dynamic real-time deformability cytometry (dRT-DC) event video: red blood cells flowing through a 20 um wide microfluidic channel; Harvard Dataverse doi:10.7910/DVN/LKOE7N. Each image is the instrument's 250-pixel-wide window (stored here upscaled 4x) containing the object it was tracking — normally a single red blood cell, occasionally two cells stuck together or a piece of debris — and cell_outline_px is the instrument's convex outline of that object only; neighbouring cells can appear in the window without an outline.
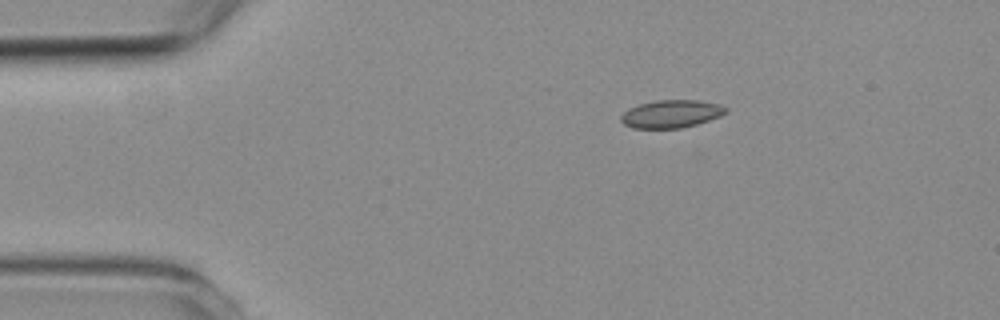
{"species": "common noctule bat (a hibernating species)", "species_latin": "Nyctalus noctula", "temperature_condition": "room temperature", "stored_images_in_passage": 6, "camera_frame_rate_fps": 3000, "um_per_image_px": 0.085, "animal": {"sex": "female", "body_mass_g": 19.3, "forearm_length_mm": 54.1}, "frame": {"image": 1, "passage_image": 1, "time_ms": 0.0, "image_size_px": [1000, 320], "cell_outline_px": [[728, 112], [720, 116], [696, 124], [680, 128], [632, 128], [624, 124], [620, 120], [620, 116], [628, 108], [640, 104], [656, 100], [696, 100], [720, 104], [728, 108]], "centroid_in_image_um": [57.05, 9.67], "position_along_channel_um": 27.9, "area_um2": 16.99}}
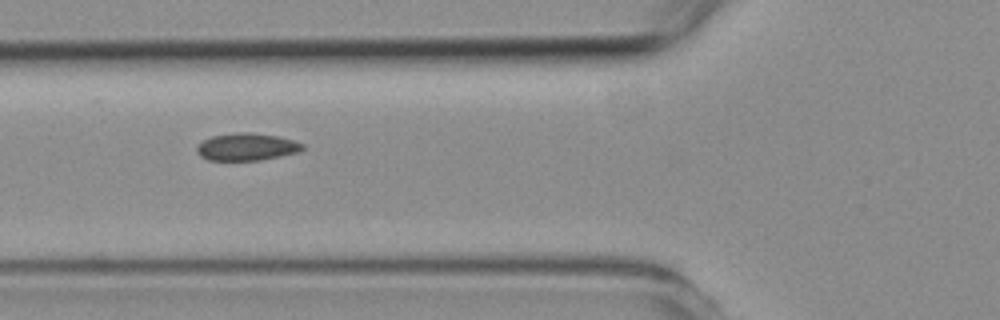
{"frame": {"image": 2, "passage_image": 4, "time_ms": 3.333, "image_size_px": [1000, 320], "cell_outline_px": [[304, 148], [300, 152], [260, 160], [208, 160], [200, 156], [196, 152], [196, 148], [204, 140], [212, 136], [236, 132], [248, 132], [276, 136], [292, 140], [304, 144]], "centroid_in_image_um": [20.97, 12.49], "position_along_channel_um": 104.8, "area_um2": 16.76}}
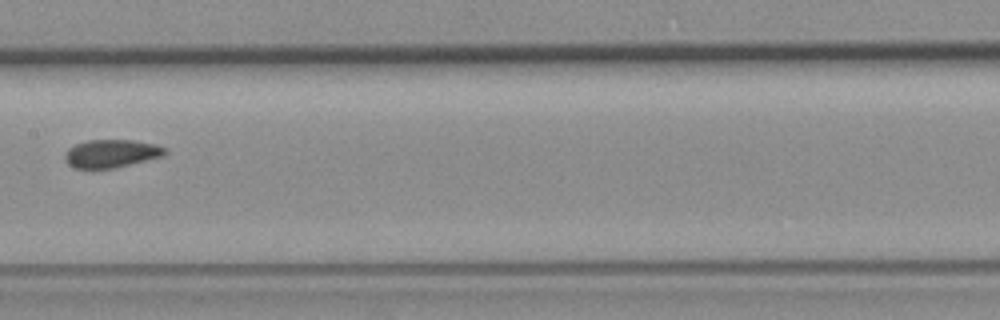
{"frame": {"image": 3, "passage_image": 6, "time_ms": 5.667, "image_size_px": [1000, 320], "cell_outline_px": [[168, 152], [164, 156], [112, 168], [76, 168], [68, 164], [64, 160], [64, 156], [68, 148], [76, 144], [88, 140], [132, 140], [152, 144], [164, 148]], "centroid_in_image_um": [9.43, 13.05], "position_along_channel_um": 198.0, "area_um2": 16.13}}